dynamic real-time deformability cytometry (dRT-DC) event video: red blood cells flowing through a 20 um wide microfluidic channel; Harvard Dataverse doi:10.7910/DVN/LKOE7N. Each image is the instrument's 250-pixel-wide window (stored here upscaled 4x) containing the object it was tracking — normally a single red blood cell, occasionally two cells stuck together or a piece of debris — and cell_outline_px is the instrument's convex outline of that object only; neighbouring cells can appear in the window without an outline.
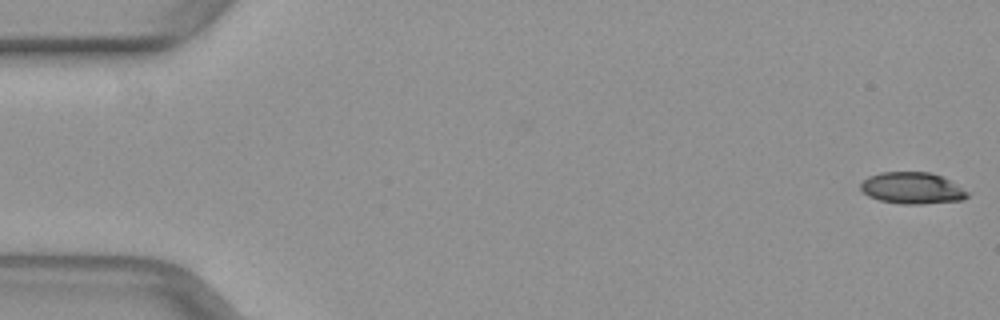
{"species": "common noctule bat (a hibernating species)", "species_latin": "Nyctalus noctula", "temperature_condition": "warm", "stored_images_in_passage": 50, "camera_frame_rate_fps": 3000, "um_per_image_px": 0.085, "animal": {"sex": "female", "body_mass_g": 29.2, "forearm_length_mm": 56.3}, "frame": {"image": 1, "passage_image": 1, "time_ms": 0.0, "image_size_px": [1000, 320], "cell_outline_px": [[968, 196], [964, 200], [920, 204], [904, 204], [880, 200], [868, 196], [860, 188], [860, 184], [868, 176], [880, 172], [932, 172], [948, 180], [968, 192]], "centroid_in_image_um": [77.51, 15.99], "position_along_channel_um": 7.5, "area_um2": 19.48}}
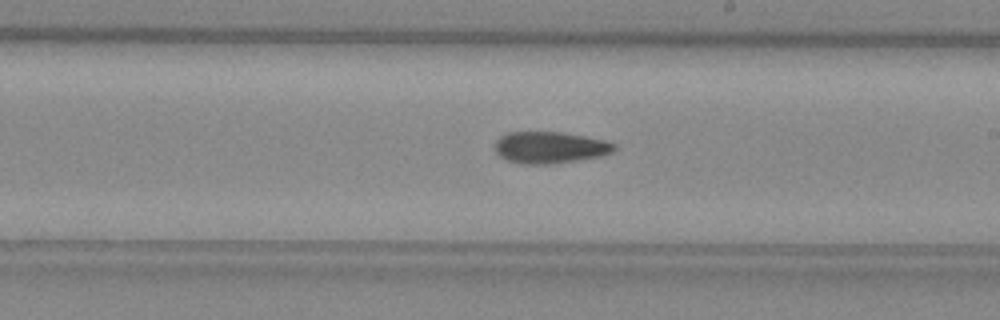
{"frame": {"image": 2, "passage_image": 29, "time_ms": 9.333, "image_size_px": [1000, 320], "cell_outline_px": [[616, 148], [612, 152], [604, 156], [580, 160], [552, 164], [520, 164], [504, 160], [492, 148], [496, 140], [500, 136], [508, 132], [564, 132], [604, 140], [616, 144]], "centroid_in_image_um": [46.72, 12.54], "position_along_channel_um": 242.3, "area_um2": 22.48}}
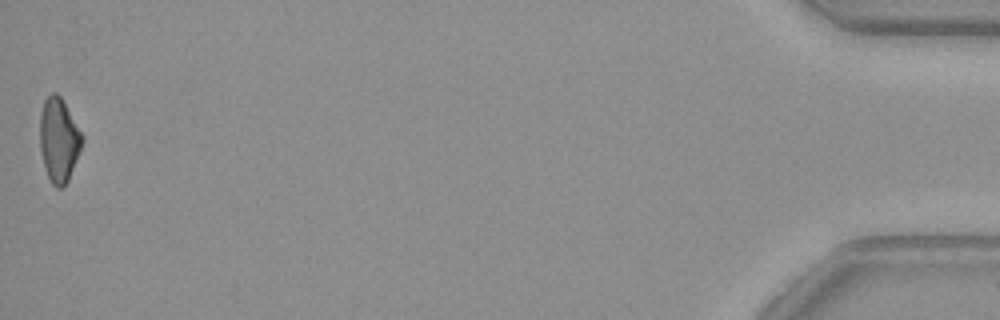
{"frame": {"image": 3, "passage_image": 50, "time_ms": 16.333, "image_size_px": [1000, 320], "cell_outline_px": [[84, 140], [68, 180], [64, 188], [56, 188], [52, 184], [44, 168], [40, 152], [40, 112], [44, 100], [52, 92], [56, 92], [60, 96], [84, 136]], "centroid_in_image_um": [4.99, 11.91], "position_along_channel_um": 430.2, "area_um2": 20.75}}